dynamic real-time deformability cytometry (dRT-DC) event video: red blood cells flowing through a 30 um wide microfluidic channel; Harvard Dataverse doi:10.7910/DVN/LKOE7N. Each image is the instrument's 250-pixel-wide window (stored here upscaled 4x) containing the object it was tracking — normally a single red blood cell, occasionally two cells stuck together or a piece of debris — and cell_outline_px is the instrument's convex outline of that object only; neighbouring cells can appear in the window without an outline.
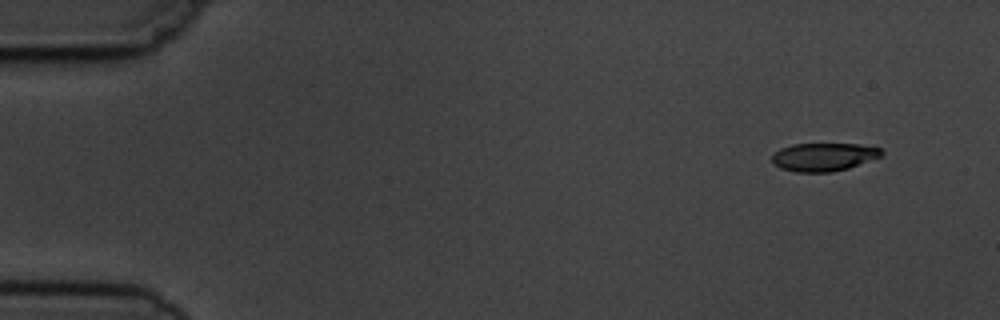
{"species": "common noctule bat (a hibernating species)", "species_latin": "Nyctalus noctula", "temperature_condition": "cold", "stored_images_in_passage": 6, "camera_frame_rate_fps": 3000, "um_per_image_px": 0.085, "animal": {"sex": "male", "body_mass_g": 19.5, "forearm_length_mm": 54.6}, "frame": {"image": 1, "passage_image": 1, "time_ms": 0.0, "image_size_px": [1000, 320], "cell_outline_px": [[884, 152], [880, 156], [848, 168], [832, 172], [796, 172], [780, 168], [772, 160], [772, 156], [780, 148], [792, 144], [860, 144], [880, 148]], "centroid_in_image_um": [70.01, 13.33], "position_along_channel_um": 15.0, "area_um2": 17.8}}
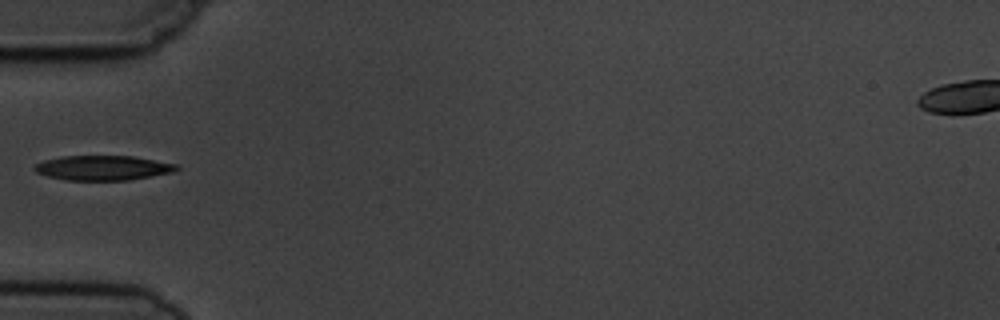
{"frame": {"image": 2, "passage_image": 5, "time_ms": 4.667, "image_size_px": [1000, 320], "cell_outline_px": [[180, 168], [172, 172], [152, 176], [128, 180], [64, 180], [48, 176], [36, 172], [32, 168], [36, 164], [44, 160], [64, 156], [132, 156], [180, 164]], "centroid_in_image_um": [8.77, 14.27], "position_along_channel_um": 76.2, "area_um2": 20.52}}
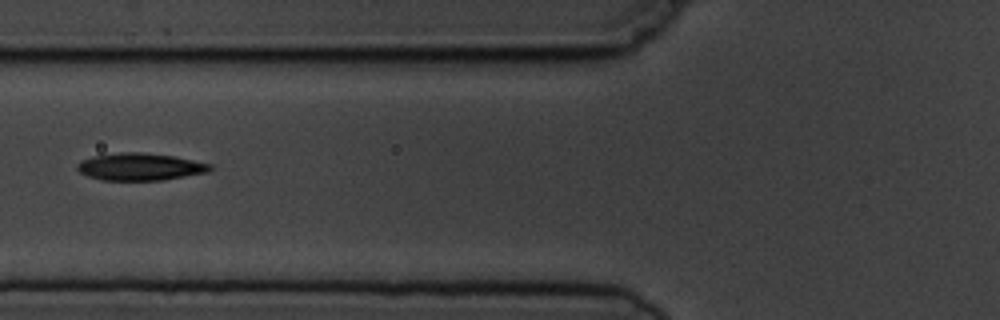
{"frame": {"image": 3, "passage_image": 6, "time_ms": 5.667, "image_size_px": [1000, 320], "cell_outline_px": [[212, 168], [208, 172], [164, 180], [100, 180], [88, 176], [80, 172], [76, 168], [76, 164], [80, 160], [92, 156], [120, 152], [140, 152], [172, 156], [212, 164]], "centroid_in_image_um": [11.87, 14.17], "position_along_channel_um": 113.9, "area_um2": 21.15}}